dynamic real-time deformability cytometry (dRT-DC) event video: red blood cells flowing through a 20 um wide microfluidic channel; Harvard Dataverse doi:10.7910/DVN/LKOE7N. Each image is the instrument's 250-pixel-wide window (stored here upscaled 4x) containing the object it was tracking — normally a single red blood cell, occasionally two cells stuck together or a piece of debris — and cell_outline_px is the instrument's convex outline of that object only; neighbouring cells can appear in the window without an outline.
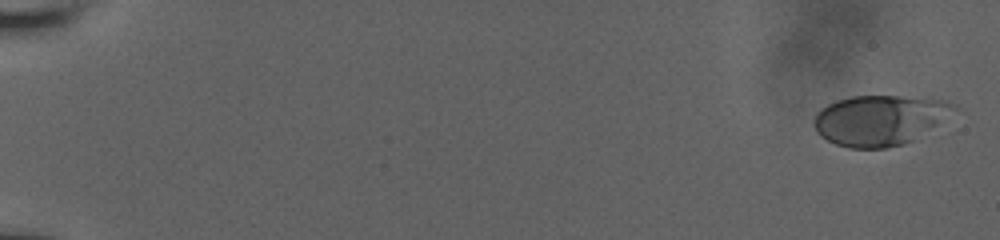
{"species": "human", "species_latin": "Homo sapiens", "temperature_condition": "room temperature", "stored_images_in_passage": 16, "camera_frame_rate_fps": 3000, "um_per_image_px": 0.085, "donor": {"sex": "male"}, "frame": {"image": 1, "passage_image": 1, "time_ms": 0.0, "image_size_px": [1000, 240], "cell_outline_px": [[948, 104], [936, 120], [932, 124], [912, 140], [904, 144], [884, 148], [848, 148], [836, 144], [820, 136], [816, 132], [812, 120], [816, 112], [820, 108], [836, 100], [852, 96], [924, 96], [940, 100]], "centroid_in_image_um": [74.5, 10.21], "position_along_channel_um": 10.5, "area_um2": 39.42}}
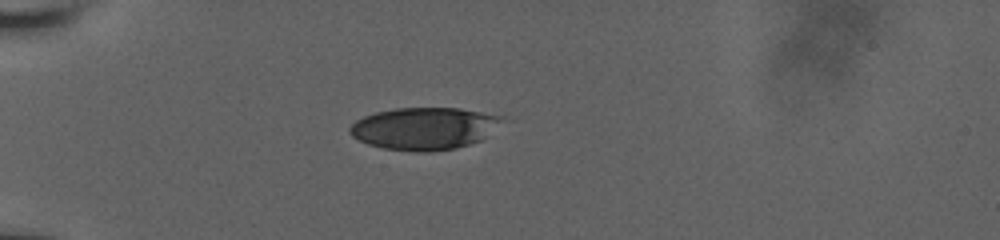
{"frame": {"image": 2, "passage_image": 14, "time_ms": 5.333, "image_size_px": [1000, 240], "cell_outline_px": [[504, 120], [480, 140], [456, 148], [424, 152], [420, 152], [384, 148], [368, 144], [352, 136], [348, 132], [348, 128], [356, 120], [364, 116], [376, 112], [396, 108], [460, 108], [504, 116]], "centroid_in_image_um": [36.03, 10.91], "position_along_channel_um": 49.0, "area_um2": 37.22}}
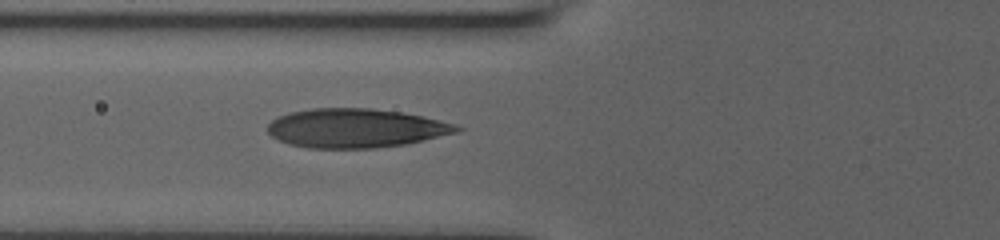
{"frame": {"image": 3, "passage_image": 16, "time_ms": 7.333, "image_size_px": [1000, 240], "cell_outline_px": [[464, 128], [460, 132], [424, 140], [404, 144], [376, 148], [308, 148], [288, 144], [272, 136], [268, 132], [268, 124], [272, 120], [288, 112], [312, 108], [372, 108], [400, 112], [420, 116], [456, 124]], "centroid_in_image_um": [30.24, 10.89], "position_along_channel_um": 95.6, "area_um2": 43.0}}